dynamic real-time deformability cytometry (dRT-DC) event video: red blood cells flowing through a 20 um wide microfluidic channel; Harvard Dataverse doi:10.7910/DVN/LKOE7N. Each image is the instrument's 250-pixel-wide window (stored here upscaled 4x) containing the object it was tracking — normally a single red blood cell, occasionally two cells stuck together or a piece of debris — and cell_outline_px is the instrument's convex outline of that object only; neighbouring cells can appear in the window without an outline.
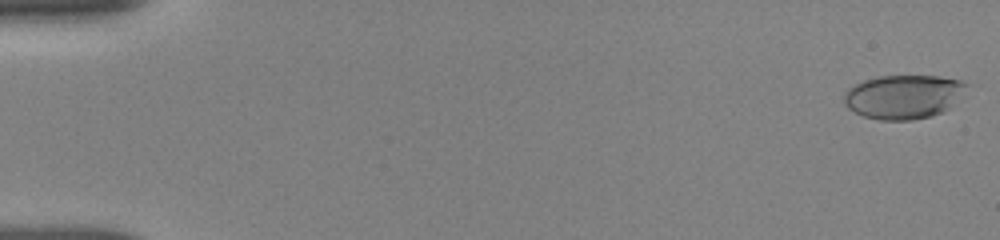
{"species": "human", "species_latin": "Homo sapiens", "temperature_condition": "room temperature", "stored_images_in_passage": 11, "camera_frame_rate_fps": 3000, "um_per_image_px": 0.085, "donor": {"sex": "female"}, "frame": {"image": 1, "passage_image": 1, "time_ms": 0.0, "image_size_px": [1000, 240], "cell_outline_px": [[972, 84], [944, 112], [932, 116], [912, 120], [880, 120], [864, 116], [848, 108], [844, 104], [844, 92], [848, 88], [864, 80], [880, 76], [940, 76], [960, 80]], "centroid_in_image_um": [76.82, 8.22], "position_along_channel_um": 8.2, "area_um2": 31.5}}
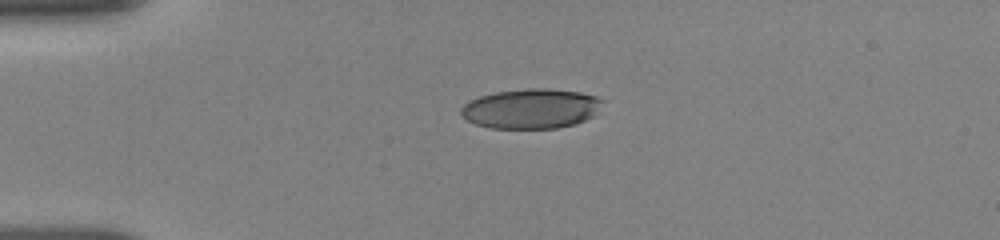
{"frame": {"image": 2, "passage_image": 8, "time_ms": 4.0, "image_size_px": [1000, 240], "cell_outline_px": [[604, 100], [592, 116], [576, 124], [556, 128], [492, 128], [476, 124], [468, 120], [460, 112], [460, 108], [468, 100], [480, 96], [496, 92], [528, 88], [548, 88], [580, 92], [596, 96]], "centroid_in_image_um": [45.13, 9.22], "position_along_channel_um": 39.9, "area_um2": 32.71}}
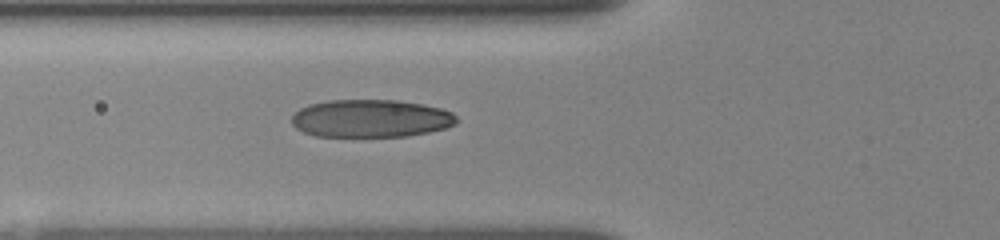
{"frame": {"image": 3, "passage_image": 11, "time_ms": 6.333, "image_size_px": [1000, 240], "cell_outline_px": [[460, 120], [456, 124], [448, 128], [408, 136], [316, 136], [304, 132], [296, 128], [292, 124], [292, 116], [300, 108], [308, 104], [328, 100], [400, 100], [440, 108], [452, 112]], "centroid_in_image_um": [31.54, 10.06], "position_along_channel_um": 94.3, "area_um2": 36.47}}